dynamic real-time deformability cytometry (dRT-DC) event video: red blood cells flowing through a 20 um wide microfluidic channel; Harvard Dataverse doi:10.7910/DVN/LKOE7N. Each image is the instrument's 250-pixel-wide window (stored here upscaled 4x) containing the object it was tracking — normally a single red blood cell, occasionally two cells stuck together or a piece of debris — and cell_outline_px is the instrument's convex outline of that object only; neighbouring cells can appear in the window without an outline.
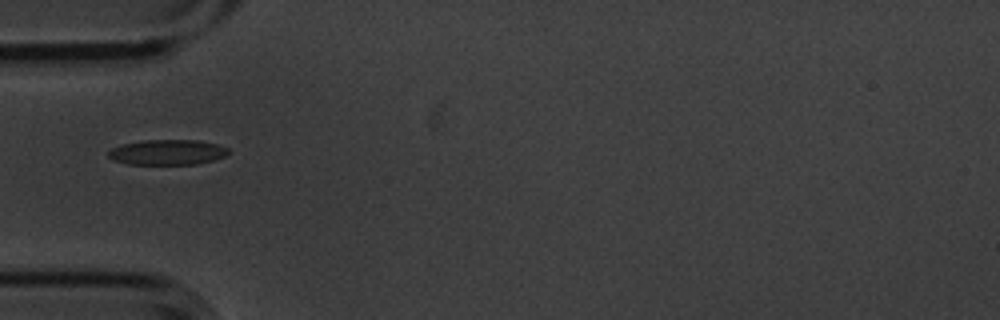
{"species": "common noctule bat (a hibernating species)", "species_latin": "Nyctalus noctula", "temperature_condition": "cold", "stored_images_in_passage": 39, "camera_frame_rate_fps": 3000, "um_per_image_px": 0.085, "animal": {"sex": "male", "body_mass_g": 20.1, "forearm_length_mm": 53.5}, "frame": {"image": 1, "passage_image": 1, "time_ms": 0.0, "image_size_px": [1000, 320], "cell_outline_px": [[228, 152], [224, 156], [212, 160], [196, 164], [128, 164], [112, 160], [108, 156], [108, 152], [112, 148], [124, 144], [144, 140], [196, 140], [216, 144], [228, 148]], "centroid_in_image_um": [14.2, 12.94], "position_along_channel_um": 70.8, "area_um2": 17.46}}
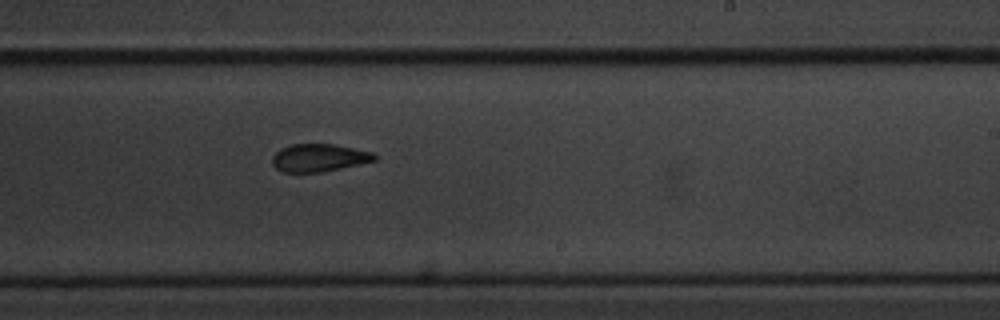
{"frame": {"image": 2, "passage_image": 17, "time_ms": 5.333, "image_size_px": [1000, 320], "cell_outline_px": [[376, 160], [340, 168], [320, 172], [284, 172], [276, 168], [272, 164], [272, 156], [280, 148], [292, 144], [336, 144], [372, 152], [376, 156]], "centroid_in_image_um": [27.08, 13.4], "position_along_channel_um": 261.9, "area_um2": 16.42}}
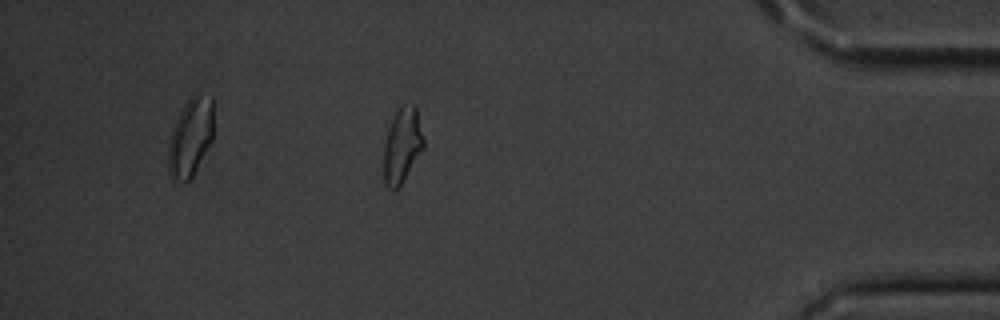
{"frame": {"image": 3, "passage_image": 32, "time_ms": 10.333, "image_size_px": [1000, 320], "cell_outline_px": [[424, 148], [400, 188], [396, 192], [392, 192], [384, 184], [384, 140], [388, 128], [396, 112], [400, 108], [412, 104], [416, 104], [424, 140]], "centroid_in_image_um": [34.19, 12.45], "position_along_channel_um": 401.0, "area_um2": 17.8}, "authors_computed_cell_mechanics": {"area_um2": 17.8024, "velocity_mm_per_s": 3.5735, "shape_relaxation_time_tau1_ms": 5.0402, "shape_relaxation_time_tau2_ms": 3.8328, "deformation_change_tau1": 0.1346, "deformation_change_tau2": 0.1007}}